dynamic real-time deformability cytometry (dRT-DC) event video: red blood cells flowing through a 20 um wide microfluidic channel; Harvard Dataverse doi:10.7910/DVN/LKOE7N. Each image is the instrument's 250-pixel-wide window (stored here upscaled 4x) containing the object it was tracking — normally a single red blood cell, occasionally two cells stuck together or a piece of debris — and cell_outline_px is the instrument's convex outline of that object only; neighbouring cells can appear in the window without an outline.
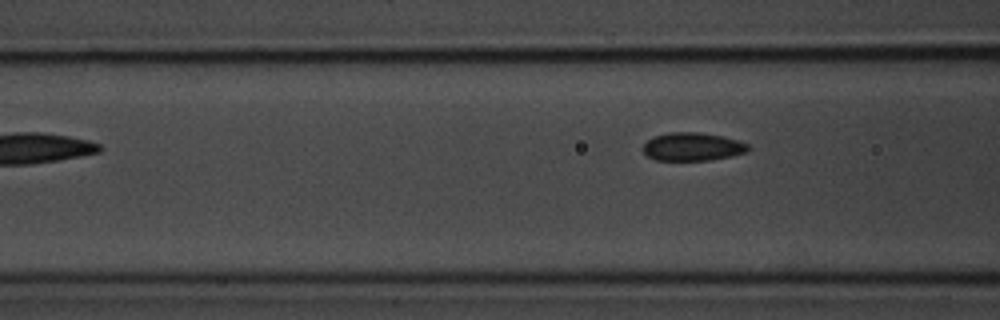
{"species": "common noctule bat (a hibernating species)", "species_latin": "Nyctalus noctula", "temperature_condition": "room temperature", "stored_images_in_passage": 4, "camera_frame_rate_fps": 3000, "um_per_image_px": 0.085, "animal": {"sex": "male", "body_mass_g": 20.1, "forearm_length_mm": 53.5}, "frame": {"image": 1, "passage_image": 4, "time_ms": 4.333, "image_size_px": [1000, 320], "cell_outline_px": [[752, 148], [748, 152], [732, 156], [708, 160], [656, 160], [648, 156], [644, 152], [644, 144], [652, 136], [668, 132], [700, 132], [724, 136], [740, 140], [748, 144]], "centroid_in_image_um": [58.92, 12.46], "position_along_channel_um": 107.7, "area_um2": 17.51}}